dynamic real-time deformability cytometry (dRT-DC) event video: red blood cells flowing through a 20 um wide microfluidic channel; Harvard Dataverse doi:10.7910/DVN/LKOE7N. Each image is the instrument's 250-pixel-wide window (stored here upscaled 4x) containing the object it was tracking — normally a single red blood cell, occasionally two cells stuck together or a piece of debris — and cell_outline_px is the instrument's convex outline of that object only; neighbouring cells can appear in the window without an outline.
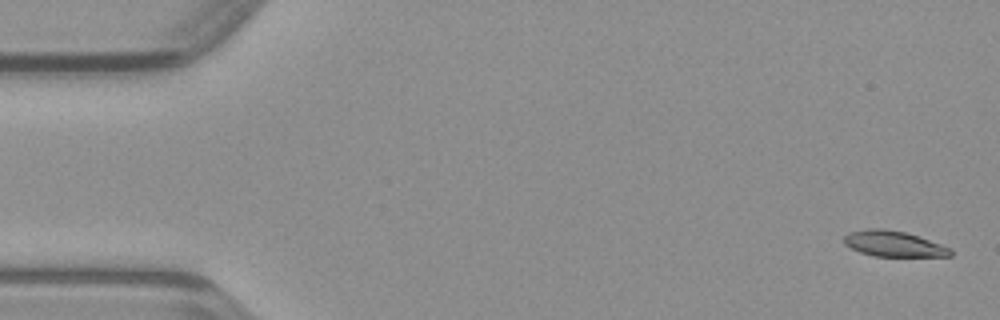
{"species": "common noctule bat (a hibernating species)", "species_latin": "Nyctalus noctula", "temperature_condition": "warm", "stored_images_in_passage": 47, "camera_frame_rate_fps": 3000, "um_per_image_px": 0.085, "animal": {"sex": "male", "body_mass_g": 23.1, "forearm_length_mm": 52.7}, "frame": {"image": 1, "passage_image": 1, "time_ms": 0.0, "image_size_px": [1000, 320], "cell_outline_px": [[952, 256], [872, 256], [860, 252], [844, 244], [844, 236], [848, 232], [868, 228], [884, 228], [904, 232], [952, 248]], "centroid_in_image_um": [75.92, 20.72], "position_along_channel_um": 9.1, "area_um2": 15.84}}
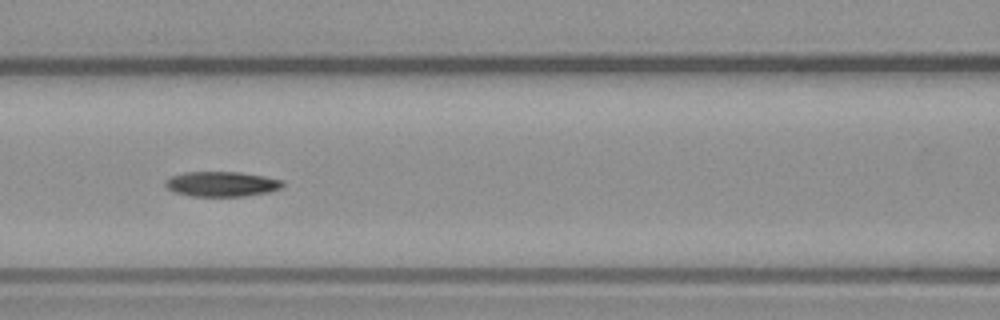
{"frame": {"image": 2, "passage_image": 20, "time_ms": 6.333, "image_size_px": [1000, 320], "cell_outline_px": [[284, 184], [280, 188], [268, 192], [244, 196], [192, 196], [176, 192], [168, 188], [164, 184], [164, 180], [168, 176], [184, 172], [240, 172], [264, 176], [284, 180]], "centroid_in_image_um": [18.82, 15.63], "position_along_channel_um": 147.8, "area_um2": 17.17}}
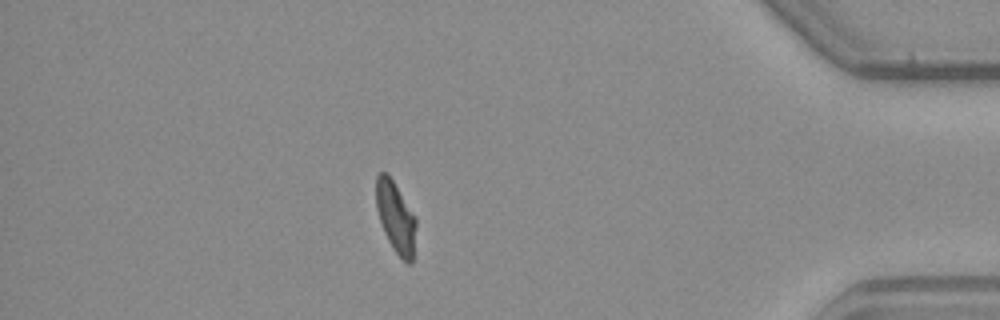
{"frame": {"image": 3, "passage_image": 41, "time_ms": 13.333, "image_size_px": [1000, 320], "cell_outline_px": [[416, 228], [412, 264], [408, 264], [392, 248], [384, 232], [376, 208], [376, 176], [380, 172], [388, 172], [416, 216]], "centroid_in_image_um": [33.64, 18.43], "position_along_channel_um": 401.6, "area_um2": 16.7}}